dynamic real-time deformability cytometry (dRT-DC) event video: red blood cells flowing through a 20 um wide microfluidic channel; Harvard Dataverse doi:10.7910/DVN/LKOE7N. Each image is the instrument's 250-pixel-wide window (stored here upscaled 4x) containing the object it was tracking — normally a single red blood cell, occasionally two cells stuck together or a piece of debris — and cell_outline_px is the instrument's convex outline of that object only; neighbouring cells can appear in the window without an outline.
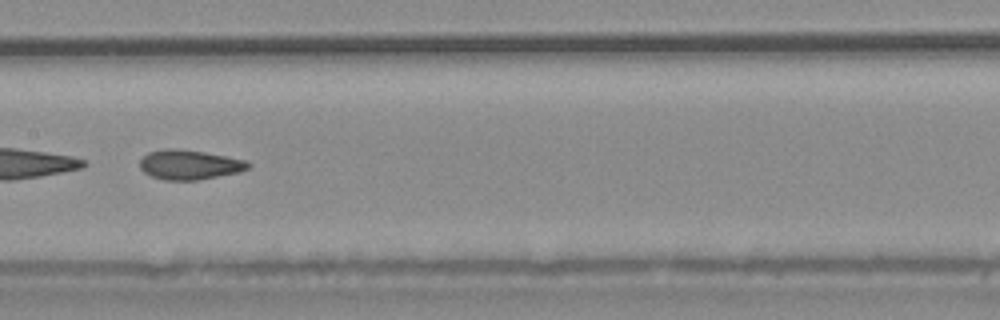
{"species": "common noctule bat (a hibernating species)", "species_latin": "Nyctalus noctula", "temperature_condition": "warm", "stored_images_in_passage": 25, "camera_frame_rate_fps": 3000, "um_per_image_px": 0.085, "animal": {"sex": "male", "body_mass_g": 20.4}, "frame": {"image": 1, "passage_image": 15, "time_ms": 4.667, "image_size_px": [1000, 320], "cell_outline_px": [[252, 164], [248, 168], [240, 172], [196, 180], [164, 180], [152, 176], [144, 172], [140, 168], [140, 160], [148, 152], [164, 148], [176, 148], [248, 160]], "centroid_in_image_um": [16.1, 14.0], "position_along_channel_um": 191.3, "area_um2": 18.61}}